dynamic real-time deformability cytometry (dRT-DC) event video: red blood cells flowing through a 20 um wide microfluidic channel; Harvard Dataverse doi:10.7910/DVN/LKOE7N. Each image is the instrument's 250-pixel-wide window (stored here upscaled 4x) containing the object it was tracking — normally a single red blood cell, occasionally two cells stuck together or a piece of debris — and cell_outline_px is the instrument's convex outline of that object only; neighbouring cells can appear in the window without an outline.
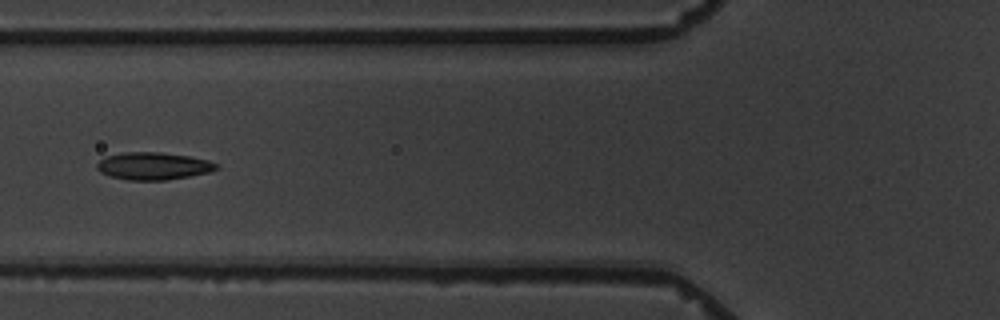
{"species": "common noctule bat (a hibernating species)", "species_latin": "Nyctalus noctula", "temperature_condition": "warm", "stored_images_in_passage": 9, "camera_frame_rate_fps": 3000, "um_per_image_px": 0.085, "animal": {"sex": "male", "body_mass_g": 19.5, "forearm_length_mm": 54.6}, "frame": {"image": 1, "passage_image": 7, "time_ms": 7.0, "image_size_px": [1000, 320], "cell_outline_px": [[220, 168], [212, 172], [168, 180], [128, 180], [112, 176], [100, 172], [96, 168], [96, 164], [104, 156], [124, 152], [160, 152], [188, 156], [208, 160], [216, 164]], "centroid_in_image_um": [13.04, 14.11], "position_along_channel_um": 112.8, "area_um2": 19.19}}
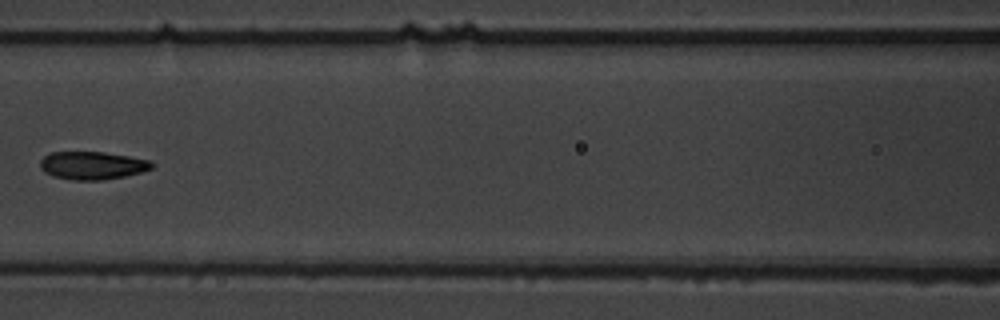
{"frame": {"image": 2, "passage_image": 8, "time_ms": 8.333, "image_size_px": [1000, 320], "cell_outline_px": [[156, 164], [152, 168], [140, 172], [124, 176], [104, 180], [72, 180], [52, 176], [44, 172], [40, 168], [40, 160], [44, 156], [52, 152], [104, 152], [128, 156], [148, 160]], "centroid_in_image_um": [7.82, 14.07], "position_along_channel_um": 158.8, "area_um2": 18.21}}
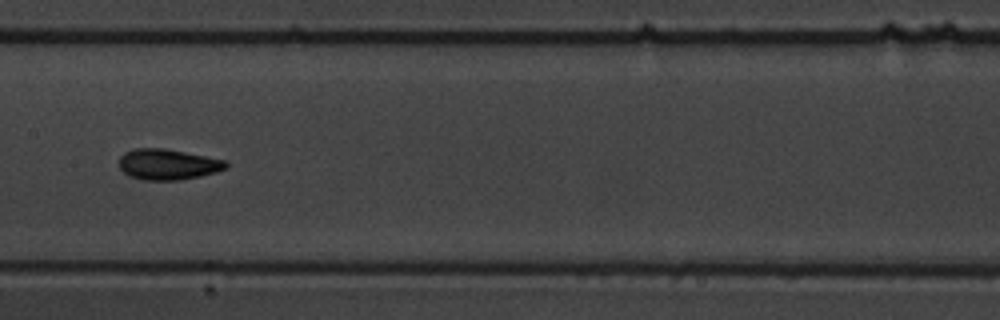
{"frame": {"image": 3, "passage_image": 9, "time_ms": 9.333, "image_size_px": [1000, 320], "cell_outline_px": [[228, 168], [216, 172], [200, 176], [180, 180], [144, 180], [128, 176], [120, 168], [120, 156], [124, 152], [132, 148], [164, 148], [228, 160]], "centroid_in_image_um": [14.29, 13.97], "position_along_channel_um": 193.1, "area_um2": 19.36}}